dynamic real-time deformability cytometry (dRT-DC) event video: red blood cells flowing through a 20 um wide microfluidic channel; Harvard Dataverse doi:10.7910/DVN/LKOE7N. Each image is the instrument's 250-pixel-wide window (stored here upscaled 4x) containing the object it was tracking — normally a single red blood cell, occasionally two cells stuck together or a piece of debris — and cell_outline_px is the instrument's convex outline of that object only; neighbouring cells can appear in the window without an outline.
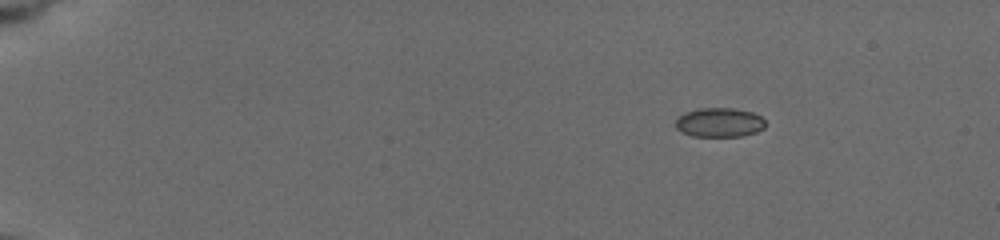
{"species": "common noctule bat (a hibernating species)", "species_latin": "Nyctalus noctula", "temperature_condition": "cold", "stored_images_in_passage": 59, "camera_frame_rate_fps": 3000, "um_per_image_px": 0.085, "animal": {"sex": "female", "body_mass_g": 19.5, "forearm_length_mm": 54.1}, "frame": {"image": 1, "passage_image": 1, "time_ms": 0.0, "image_size_px": [1000, 240], "cell_outline_px": [[764, 128], [756, 132], [744, 136], [692, 136], [680, 132], [676, 128], [676, 120], [684, 112], [700, 108], [732, 108], [752, 112], [760, 116], [764, 120]], "centroid_in_image_um": [61.13, 10.41], "position_along_channel_um": 23.9, "area_um2": 15.32}}
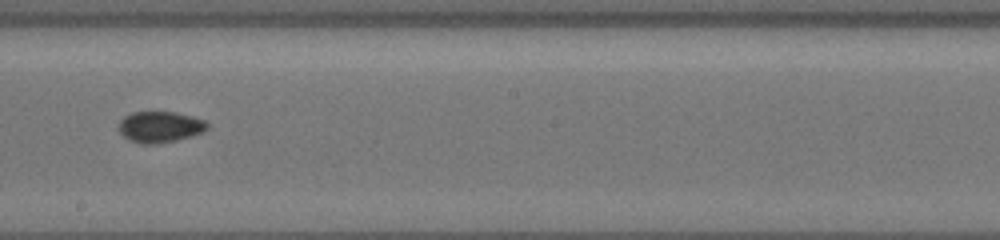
{"frame": {"image": 2, "passage_image": 36, "time_ms": 8.667, "image_size_px": [1000, 240], "cell_outline_px": [[208, 128], [204, 132], [192, 136], [176, 140], [156, 144], [140, 144], [124, 136], [120, 132], [120, 120], [124, 116], [132, 112], [176, 112], [192, 116], [204, 120], [208, 124]], "centroid_in_image_um": [13.63, 10.78], "position_along_channel_um": 234.6, "area_um2": 16.01}}
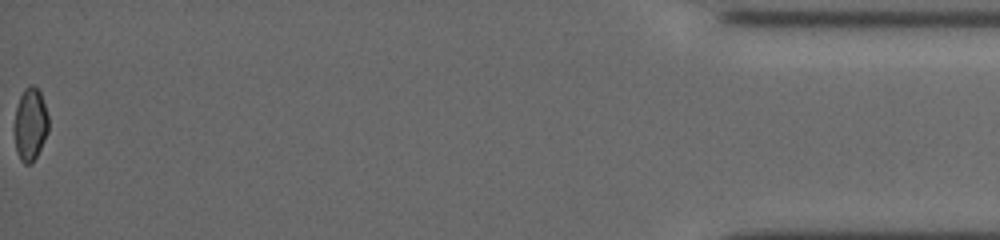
{"frame": {"image": 3, "passage_image": 59, "time_ms": 16.0, "image_size_px": [1000, 240], "cell_outline_px": [[48, 132], [32, 164], [24, 164], [20, 160], [16, 152], [16, 108], [20, 96], [24, 88], [28, 84], [32, 84], [40, 92], [48, 116]], "centroid_in_image_um": [2.59, 10.56], "position_along_channel_um": 432.6, "area_um2": 14.16}, "authors_computed_cell_mechanics": {"area_um2": 15.317, "velocity_mm_per_s": 3.8004, "shape_relaxation_time_tau1_ms": 2.6779, "shape_relaxation_time_tau2_ms": null, "deformation_change_tau1": 0.0537, "deformation_change_tau2": null}}